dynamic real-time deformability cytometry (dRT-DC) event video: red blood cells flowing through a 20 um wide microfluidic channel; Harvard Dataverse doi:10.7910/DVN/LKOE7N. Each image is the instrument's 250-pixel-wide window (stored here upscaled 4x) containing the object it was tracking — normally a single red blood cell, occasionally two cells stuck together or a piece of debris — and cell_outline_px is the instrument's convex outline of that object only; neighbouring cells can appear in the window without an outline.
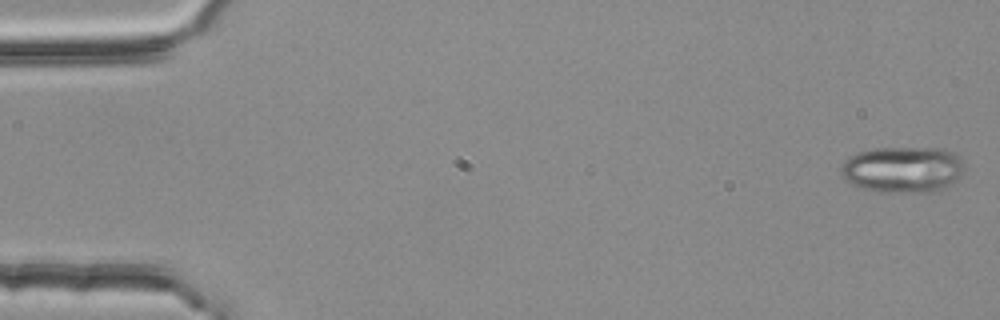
{"species": "common noctule bat (a hibernating species)", "species_latin": "Nyctalus noctula", "temperature_condition": "room temperature", "stored_images_in_passage": 5, "camera_frame_rate_fps": 3000, "um_per_image_px": 0.085, "animal": {"sex": "female", "body_mass_g": 25.1}, "frame": {"image": 1, "passage_image": 1, "time_ms": 0.0, "image_size_px": [1000, 320], "cell_outline_px": [[964, 172], [960, 176], [940, 192], [876, 192], [852, 184], [844, 180], [840, 176], [840, 164], [848, 156], [856, 152], [872, 148], [944, 148], [952, 152], [964, 160]], "centroid_in_image_um": [76.71, 14.4], "position_along_channel_um": 8.3, "area_um2": 33.99}}